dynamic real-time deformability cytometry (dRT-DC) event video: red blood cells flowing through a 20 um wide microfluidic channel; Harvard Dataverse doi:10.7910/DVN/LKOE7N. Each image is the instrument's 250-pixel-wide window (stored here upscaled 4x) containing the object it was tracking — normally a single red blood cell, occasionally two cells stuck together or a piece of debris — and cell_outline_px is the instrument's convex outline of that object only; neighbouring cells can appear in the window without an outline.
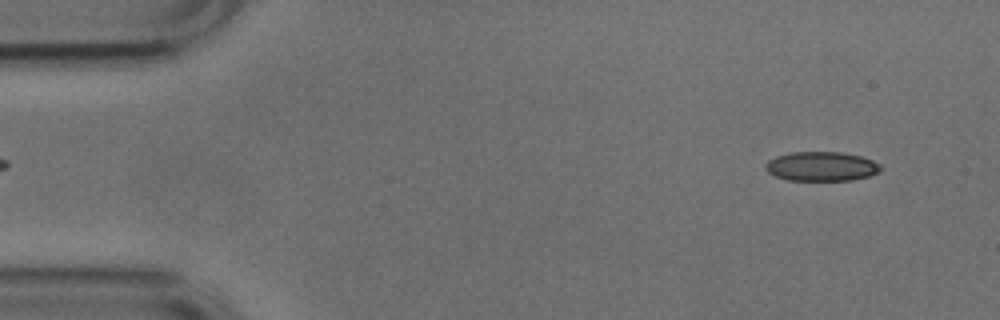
{"species": "common noctule bat (a hibernating species)", "species_latin": "Nyctalus noctula", "temperature_condition": "cold", "stored_images_in_passage": 51, "camera_frame_rate_fps": 3000, "um_per_image_px": 0.085, "animal": {"sex": "male", "body_mass_g": 17.9, "forearm_length_mm": 54.2}, "frame": {"image": 1, "passage_image": 3, "time_ms": 0.667, "image_size_px": [1000, 320], "cell_outline_px": [[884, 168], [880, 172], [868, 176], [852, 180], [788, 180], [776, 176], [768, 172], [764, 168], [764, 164], [768, 160], [776, 156], [792, 152], [840, 152], [860, 156], [872, 160], [880, 164]], "centroid_in_image_um": [69.83, 14.14], "position_along_channel_um": 15.2, "area_um2": 19.77}}
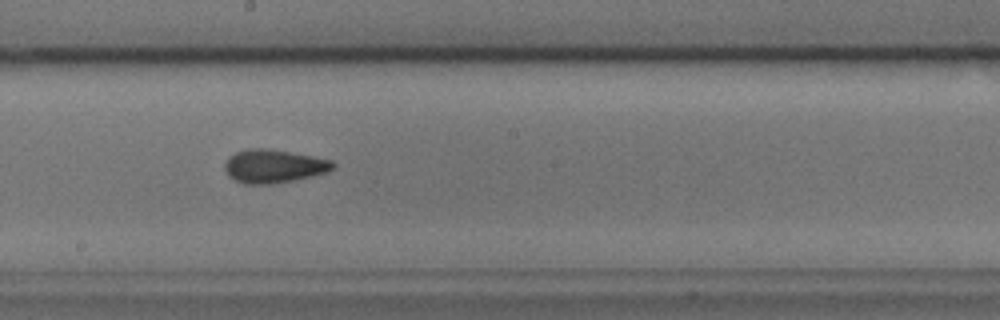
{"frame": {"image": 2, "passage_image": 27, "time_ms": 8.667, "image_size_px": [1000, 320], "cell_outline_px": [[336, 168], [328, 172], [292, 180], [272, 184], [244, 184], [228, 176], [224, 168], [224, 164], [228, 156], [236, 152], [248, 148], [264, 148], [312, 156], [332, 160], [336, 164]], "centroid_in_image_um": [23.25, 14.12], "position_along_channel_um": 224.9, "area_um2": 21.04}}
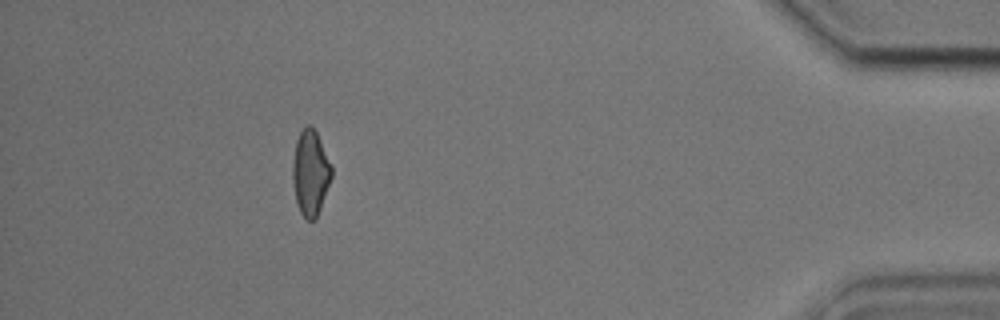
{"frame": {"image": 3, "passage_image": 46, "time_ms": 15.0, "image_size_px": [1000, 320], "cell_outline_px": [[332, 176], [316, 220], [308, 220], [300, 212], [296, 200], [292, 180], [292, 164], [296, 140], [300, 132], [308, 124], [312, 124], [320, 140], [332, 168]], "centroid_in_image_um": [26.37, 14.69], "position_along_channel_um": 408.8, "area_um2": 19.25}, "authors_computed_cell_mechanics": {"area_um2": 20.0566, "velocity_mm_per_s": 3.7919, "shape_relaxation_time_tau1_ms": 3.372, "shape_relaxation_time_tau2_ms": 2.154, "deformation_change_tau1": 0.0975, "deformation_change_tau2": 0.0888}}